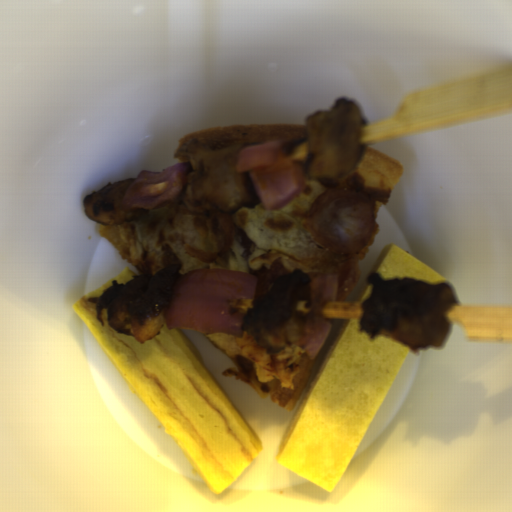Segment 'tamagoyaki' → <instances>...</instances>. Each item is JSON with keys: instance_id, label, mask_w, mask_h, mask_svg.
<instances>
[{"instance_id": "obj_1", "label": "tamagoyaki", "mask_w": 512, "mask_h": 512, "mask_svg": "<svg viewBox=\"0 0 512 512\" xmlns=\"http://www.w3.org/2000/svg\"><path fill=\"white\" fill-rule=\"evenodd\" d=\"M138 276L125 266L71 307L92 338L152 411L205 487L222 494L263 449V443L231 400L198 347L164 323L139 343L110 328L108 309L98 320L95 303L113 281Z\"/></svg>"}, {"instance_id": "obj_2", "label": "tamagoyaki", "mask_w": 512, "mask_h": 512, "mask_svg": "<svg viewBox=\"0 0 512 512\" xmlns=\"http://www.w3.org/2000/svg\"><path fill=\"white\" fill-rule=\"evenodd\" d=\"M411 349L343 320L287 426L276 461L326 492L341 481Z\"/></svg>"}, {"instance_id": "obj_3", "label": "tamagoyaki", "mask_w": 512, "mask_h": 512, "mask_svg": "<svg viewBox=\"0 0 512 512\" xmlns=\"http://www.w3.org/2000/svg\"><path fill=\"white\" fill-rule=\"evenodd\" d=\"M371 273L380 274L384 281L411 278L430 285L448 284L447 278L392 243L383 248Z\"/></svg>"}, {"instance_id": "obj_4", "label": "tamagoyaki", "mask_w": 512, "mask_h": 512, "mask_svg": "<svg viewBox=\"0 0 512 512\" xmlns=\"http://www.w3.org/2000/svg\"><path fill=\"white\" fill-rule=\"evenodd\" d=\"M373 292H374L373 285H371L370 283H368L366 281L354 302H363L364 303V301L367 300Z\"/></svg>"}]
</instances>
